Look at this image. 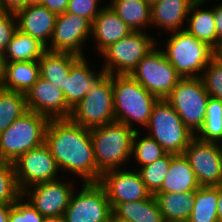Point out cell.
<instances>
[{"mask_svg":"<svg viewBox=\"0 0 222 222\" xmlns=\"http://www.w3.org/2000/svg\"><path fill=\"white\" fill-rule=\"evenodd\" d=\"M81 191L73 192L62 218L64 222H107L112 208L105 189L97 183H83Z\"/></svg>","mask_w":222,"mask_h":222,"instance_id":"11","label":"cell"},{"mask_svg":"<svg viewBox=\"0 0 222 222\" xmlns=\"http://www.w3.org/2000/svg\"><path fill=\"white\" fill-rule=\"evenodd\" d=\"M21 196L13 163L0 160V205L14 204Z\"/></svg>","mask_w":222,"mask_h":222,"instance_id":"35","label":"cell"},{"mask_svg":"<svg viewBox=\"0 0 222 222\" xmlns=\"http://www.w3.org/2000/svg\"><path fill=\"white\" fill-rule=\"evenodd\" d=\"M13 165L21 192L38 183L58 180L59 167L45 143L21 155Z\"/></svg>","mask_w":222,"mask_h":222,"instance_id":"12","label":"cell"},{"mask_svg":"<svg viewBox=\"0 0 222 222\" xmlns=\"http://www.w3.org/2000/svg\"><path fill=\"white\" fill-rule=\"evenodd\" d=\"M45 51L46 46L38 39L17 29L3 53V59L5 63L38 61Z\"/></svg>","mask_w":222,"mask_h":222,"instance_id":"27","label":"cell"},{"mask_svg":"<svg viewBox=\"0 0 222 222\" xmlns=\"http://www.w3.org/2000/svg\"><path fill=\"white\" fill-rule=\"evenodd\" d=\"M145 127L150 130L148 136L156 140L166 153L183 154L195 137L165 99H159L154 105Z\"/></svg>","mask_w":222,"mask_h":222,"instance_id":"7","label":"cell"},{"mask_svg":"<svg viewBox=\"0 0 222 222\" xmlns=\"http://www.w3.org/2000/svg\"><path fill=\"white\" fill-rule=\"evenodd\" d=\"M195 137L205 142H222V100L210 97L202 127Z\"/></svg>","mask_w":222,"mask_h":222,"instance_id":"32","label":"cell"},{"mask_svg":"<svg viewBox=\"0 0 222 222\" xmlns=\"http://www.w3.org/2000/svg\"><path fill=\"white\" fill-rule=\"evenodd\" d=\"M15 19V20H14ZM16 21V22H15ZM18 29L16 15L9 12H0V52L3 54Z\"/></svg>","mask_w":222,"mask_h":222,"instance_id":"39","label":"cell"},{"mask_svg":"<svg viewBox=\"0 0 222 222\" xmlns=\"http://www.w3.org/2000/svg\"><path fill=\"white\" fill-rule=\"evenodd\" d=\"M210 95L200 77L181 78L165 99L194 134L202 127Z\"/></svg>","mask_w":222,"mask_h":222,"instance_id":"8","label":"cell"},{"mask_svg":"<svg viewBox=\"0 0 222 222\" xmlns=\"http://www.w3.org/2000/svg\"><path fill=\"white\" fill-rule=\"evenodd\" d=\"M18 29L46 47L55 27L56 14L42 4H28L16 14Z\"/></svg>","mask_w":222,"mask_h":222,"instance_id":"18","label":"cell"},{"mask_svg":"<svg viewBox=\"0 0 222 222\" xmlns=\"http://www.w3.org/2000/svg\"><path fill=\"white\" fill-rule=\"evenodd\" d=\"M69 119L92 129L116 121L112 75L104 73L84 98L72 108Z\"/></svg>","mask_w":222,"mask_h":222,"instance_id":"6","label":"cell"},{"mask_svg":"<svg viewBox=\"0 0 222 222\" xmlns=\"http://www.w3.org/2000/svg\"><path fill=\"white\" fill-rule=\"evenodd\" d=\"M200 187L195 172L184 154H172L168 174L156 193L181 194Z\"/></svg>","mask_w":222,"mask_h":222,"instance_id":"21","label":"cell"},{"mask_svg":"<svg viewBox=\"0 0 222 222\" xmlns=\"http://www.w3.org/2000/svg\"><path fill=\"white\" fill-rule=\"evenodd\" d=\"M4 59H3V54L0 52V81L3 77V72H4Z\"/></svg>","mask_w":222,"mask_h":222,"instance_id":"47","label":"cell"},{"mask_svg":"<svg viewBox=\"0 0 222 222\" xmlns=\"http://www.w3.org/2000/svg\"><path fill=\"white\" fill-rule=\"evenodd\" d=\"M13 204L0 205V222H8L10 208Z\"/></svg>","mask_w":222,"mask_h":222,"instance_id":"43","label":"cell"},{"mask_svg":"<svg viewBox=\"0 0 222 222\" xmlns=\"http://www.w3.org/2000/svg\"><path fill=\"white\" fill-rule=\"evenodd\" d=\"M45 144L63 172L76 173L84 178L83 183L99 182L101 173L94 159L90 129L70 119H50Z\"/></svg>","mask_w":222,"mask_h":222,"instance_id":"1","label":"cell"},{"mask_svg":"<svg viewBox=\"0 0 222 222\" xmlns=\"http://www.w3.org/2000/svg\"><path fill=\"white\" fill-rule=\"evenodd\" d=\"M40 77L38 61L4 63L0 87L27 94Z\"/></svg>","mask_w":222,"mask_h":222,"instance_id":"23","label":"cell"},{"mask_svg":"<svg viewBox=\"0 0 222 222\" xmlns=\"http://www.w3.org/2000/svg\"><path fill=\"white\" fill-rule=\"evenodd\" d=\"M150 6L156 3L158 0H145Z\"/></svg>","mask_w":222,"mask_h":222,"instance_id":"49","label":"cell"},{"mask_svg":"<svg viewBox=\"0 0 222 222\" xmlns=\"http://www.w3.org/2000/svg\"><path fill=\"white\" fill-rule=\"evenodd\" d=\"M201 74L204 87L210 97L222 100V58L217 54ZM204 74V75H203Z\"/></svg>","mask_w":222,"mask_h":222,"instance_id":"36","label":"cell"},{"mask_svg":"<svg viewBox=\"0 0 222 222\" xmlns=\"http://www.w3.org/2000/svg\"><path fill=\"white\" fill-rule=\"evenodd\" d=\"M195 0H158L151 6V23L170 32L179 31Z\"/></svg>","mask_w":222,"mask_h":222,"instance_id":"25","label":"cell"},{"mask_svg":"<svg viewBox=\"0 0 222 222\" xmlns=\"http://www.w3.org/2000/svg\"><path fill=\"white\" fill-rule=\"evenodd\" d=\"M42 222H64L62 217H45Z\"/></svg>","mask_w":222,"mask_h":222,"instance_id":"45","label":"cell"},{"mask_svg":"<svg viewBox=\"0 0 222 222\" xmlns=\"http://www.w3.org/2000/svg\"><path fill=\"white\" fill-rule=\"evenodd\" d=\"M133 128L114 121L90 129L94 159L101 174L107 170L119 169L131 159L132 140L136 132Z\"/></svg>","mask_w":222,"mask_h":222,"instance_id":"2","label":"cell"},{"mask_svg":"<svg viewBox=\"0 0 222 222\" xmlns=\"http://www.w3.org/2000/svg\"><path fill=\"white\" fill-rule=\"evenodd\" d=\"M114 113L117 122L132 126V121L146 126L159 100L130 75H112Z\"/></svg>","mask_w":222,"mask_h":222,"instance_id":"3","label":"cell"},{"mask_svg":"<svg viewBox=\"0 0 222 222\" xmlns=\"http://www.w3.org/2000/svg\"><path fill=\"white\" fill-rule=\"evenodd\" d=\"M98 4L99 0H69L66 12L83 16L93 22L103 8L98 9Z\"/></svg>","mask_w":222,"mask_h":222,"instance_id":"38","label":"cell"},{"mask_svg":"<svg viewBox=\"0 0 222 222\" xmlns=\"http://www.w3.org/2000/svg\"><path fill=\"white\" fill-rule=\"evenodd\" d=\"M214 8L217 39L222 43V4Z\"/></svg>","mask_w":222,"mask_h":222,"instance_id":"42","label":"cell"},{"mask_svg":"<svg viewBox=\"0 0 222 222\" xmlns=\"http://www.w3.org/2000/svg\"><path fill=\"white\" fill-rule=\"evenodd\" d=\"M27 1V5L28 4H38L41 2V0H26Z\"/></svg>","mask_w":222,"mask_h":222,"instance_id":"48","label":"cell"},{"mask_svg":"<svg viewBox=\"0 0 222 222\" xmlns=\"http://www.w3.org/2000/svg\"><path fill=\"white\" fill-rule=\"evenodd\" d=\"M67 183L59 180L38 183L32 190H23L22 196L29 197V204L42 216L62 217L74 192L71 183Z\"/></svg>","mask_w":222,"mask_h":222,"instance_id":"16","label":"cell"},{"mask_svg":"<svg viewBox=\"0 0 222 222\" xmlns=\"http://www.w3.org/2000/svg\"><path fill=\"white\" fill-rule=\"evenodd\" d=\"M196 191L181 194L155 193L164 222H187L195 203Z\"/></svg>","mask_w":222,"mask_h":222,"instance_id":"26","label":"cell"},{"mask_svg":"<svg viewBox=\"0 0 222 222\" xmlns=\"http://www.w3.org/2000/svg\"><path fill=\"white\" fill-rule=\"evenodd\" d=\"M107 222H128V221H125L124 219H121L116 215H114L113 213H111Z\"/></svg>","mask_w":222,"mask_h":222,"instance_id":"46","label":"cell"},{"mask_svg":"<svg viewBox=\"0 0 222 222\" xmlns=\"http://www.w3.org/2000/svg\"><path fill=\"white\" fill-rule=\"evenodd\" d=\"M50 119L28 110L0 133V160L14 163L21 155L45 143Z\"/></svg>","mask_w":222,"mask_h":222,"instance_id":"4","label":"cell"},{"mask_svg":"<svg viewBox=\"0 0 222 222\" xmlns=\"http://www.w3.org/2000/svg\"><path fill=\"white\" fill-rule=\"evenodd\" d=\"M98 183L105 189L112 209L118 203L140 201L151 195L138 171L107 170Z\"/></svg>","mask_w":222,"mask_h":222,"instance_id":"15","label":"cell"},{"mask_svg":"<svg viewBox=\"0 0 222 222\" xmlns=\"http://www.w3.org/2000/svg\"><path fill=\"white\" fill-rule=\"evenodd\" d=\"M80 57L69 52H54L46 50L38 60L40 77L60 88L65 96L66 77H69L71 66Z\"/></svg>","mask_w":222,"mask_h":222,"instance_id":"24","label":"cell"},{"mask_svg":"<svg viewBox=\"0 0 222 222\" xmlns=\"http://www.w3.org/2000/svg\"><path fill=\"white\" fill-rule=\"evenodd\" d=\"M218 186H200L196 190L195 203L187 222L217 221Z\"/></svg>","mask_w":222,"mask_h":222,"instance_id":"30","label":"cell"},{"mask_svg":"<svg viewBox=\"0 0 222 222\" xmlns=\"http://www.w3.org/2000/svg\"><path fill=\"white\" fill-rule=\"evenodd\" d=\"M171 153H166L163 157L157 159L152 164L142 166L138 172L146 189L154 195L162 186L170 166Z\"/></svg>","mask_w":222,"mask_h":222,"instance_id":"33","label":"cell"},{"mask_svg":"<svg viewBox=\"0 0 222 222\" xmlns=\"http://www.w3.org/2000/svg\"><path fill=\"white\" fill-rule=\"evenodd\" d=\"M156 45L155 39L142 30L133 31L101 53L106 59L102 70L110 75H130L142 58Z\"/></svg>","mask_w":222,"mask_h":222,"instance_id":"9","label":"cell"},{"mask_svg":"<svg viewBox=\"0 0 222 222\" xmlns=\"http://www.w3.org/2000/svg\"><path fill=\"white\" fill-rule=\"evenodd\" d=\"M207 0H195L190 8L188 15L189 24L185 29L195 38L205 42L217 53L222 48V43L217 39L214 8L211 10L198 9Z\"/></svg>","mask_w":222,"mask_h":222,"instance_id":"22","label":"cell"},{"mask_svg":"<svg viewBox=\"0 0 222 222\" xmlns=\"http://www.w3.org/2000/svg\"><path fill=\"white\" fill-rule=\"evenodd\" d=\"M21 196L10 208L8 222H42V216L29 202Z\"/></svg>","mask_w":222,"mask_h":222,"instance_id":"37","label":"cell"},{"mask_svg":"<svg viewBox=\"0 0 222 222\" xmlns=\"http://www.w3.org/2000/svg\"><path fill=\"white\" fill-rule=\"evenodd\" d=\"M91 32L92 22L89 19L72 13H61L56 16L51 43L46 50L69 52L83 57L81 47Z\"/></svg>","mask_w":222,"mask_h":222,"instance_id":"14","label":"cell"},{"mask_svg":"<svg viewBox=\"0 0 222 222\" xmlns=\"http://www.w3.org/2000/svg\"><path fill=\"white\" fill-rule=\"evenodd\" d=\"M27 5L26 0H0L2 11L16 14Z\"/></svg>","mask_w":222,"mask_h":222,"instance_id":"41","label":"cell"},{"mask_svg":"<svg viewBox=\"0 0 222 222\" xmlns=\"http://www.w3.org/2000/svg\"><path fill=\"white\" fill-rule=\"evenodd\" d=\"M138 136L139 131L136 130L132 140L131 155H134L137 162L142 166L152 164L166 154L162 146L150 136L147 135L144 138H139Z\"/></svg>","mask_w":222,"mask_h":222,"instance_id":"34","label":"cell"},{"mask_svg":"<svg viewBox=\"0 0 222 222\" xmlns=\"http://www.w3.org/2000/svg\"><path fill=\"white\" fill-rule=\"evenodd\" d=\"M104 74L103 70L95 73L85 57H80L72 66L65 82V101L72 109L88 93L94 83Z\"/></svg>","mask_w":222,"mask_h":222,"instance_id":"20","label":"cell"},{"mask_svg":"<svg viewBox=\"0 0 222 222\" xmlns=\"http://www.w3.org/2000/svg\"><path fill=\"white\" fill-rule=\"evenodd\" d=\"M112 213L128 222H164L154 195L147 199L118 203Z\"/></svg>","mask_w":222,"mask_h":222,"instance_id":"28","label":"cell"},{"mask_svg":"<svg viewBox=\"0 0 222 222\" xmlns=\"http://www.w3.org/2000/svg\"><path fill=\"white\" fill-rule=\"evenodd\" d=\"M218 54H219L220 57L222 58V48H221V50L218 52Z\"/></svg>","mask_w":222,"mask_h":222,"instance_id":"50","label":"cell"},{"mask_svg":"<svg viewBox=\"0 0 222 222\" xmlns=\"http://www.w3.org/2000/svg\"><path fill=\"white\" fill-rule=\"evenodd\" d=\"M133 31L124 23L113 9L106 5L92 22V37L98 44V50L102 53L111 44L127 37Z\"/></svg>","mask_w":222,"mask_h":222,"instance_id":"19","label":"cell"},{"mask_svg":"<svg viewBox=\"0 0 222 222\" xmlns=\"http://www.w3.org/2000/svg\"><path fill=\"white\" fill-rule=\"evenodd\" d=\"M69 0H41L40 4L59 15L66 12Z\"/></svg>","mask_w":222,"mask_h":222,"instance_id":"40","label":"cell"},{"mask_svg":"<svg viewBox=\"0 0 222 222\" xmlns=\"http://www.w3.org/2000/svg\"><path fill=\"white\" fill-rule=\"evenodd\" d=\"M27 111L26 94L0 87V133Z\"/></svg>","mask_w":222,"mask_h":222,"instance_id":"31","label":"cell"},{"mask_svg":"<svg viewBox=\"0 0 222 222\" xmlns=\"http://www.w3.org/2000/svg\"><path fill=\"white\" fill-rule=\"evenodd\" d=\"M194 137L184 151L200 186L222 184V145Z\"/></svg>","mask_w":222,"mask_h":222,"instance_id":"13","label":"cell"},{"mask_svg":"<svg viewBox=\"0 0 222 222\" xmlns=\"http://www.w3.org/2000/svg\"><path fill=\"white\" fill-rule=\"evenodd\" d=\"M157 46L142 58L130 76L158 99H166L182 77Z\"/></svg>","mask_w":222,"mask_h":222,"instance_id":"10","label":"cell"},{"mask_svg":"<svg viewBox=\"0 0 222 222\" xmlns=\"http://www.w3.org/2000/svg\"><path fill=\"white\" fill-rule=\"evenodd\" d=\"M109 6L132 31L151 24V6L145 0H111Z\"/></svg>","mask_w":222,"mask_h":222,"instance_id":"29","label":"cell"},{"mask_svg":"<svg viewBox=\"0 0 222 222\" xmlns=\"http://www.w3.org/2000/svg\"><path fill=\"white\" fill-rule=\"evenodd\" d=\"M217 221L222 222V184L218 185Z\"/></svg>","mask_w":222,"mask_h":222,"instance_id":"44","label":"cell"},{"mask_svg":"<svg viewBox=\"0 0 222 222\" xmlns=\"http://www.w3.org/2000/svg\"><path fill=\"white\" fill-rule=\"evenodd\" d=\"M172 33L163 50L165 57L182 78L201 77V70H205L218 53L185 28Z\"/></svg>","mask_w":222,"mask_h":222,"instance_id":"5","label":"cell"},{"mask_svg":"<svg viewBox=\"0 0 222 222\" xmlns=\"http://www.w3.org/2000/svg\"><path fill=\"white\" fill-rule=\"evenodd\" d=\"M26 102L28 110L49 119H69L72 111L65 101L63 91L42 77L26 94Z\"/></svg>","mask_w":222,"mask_h":222,"instance_id":"17","label":"cell"}]
</instances>
